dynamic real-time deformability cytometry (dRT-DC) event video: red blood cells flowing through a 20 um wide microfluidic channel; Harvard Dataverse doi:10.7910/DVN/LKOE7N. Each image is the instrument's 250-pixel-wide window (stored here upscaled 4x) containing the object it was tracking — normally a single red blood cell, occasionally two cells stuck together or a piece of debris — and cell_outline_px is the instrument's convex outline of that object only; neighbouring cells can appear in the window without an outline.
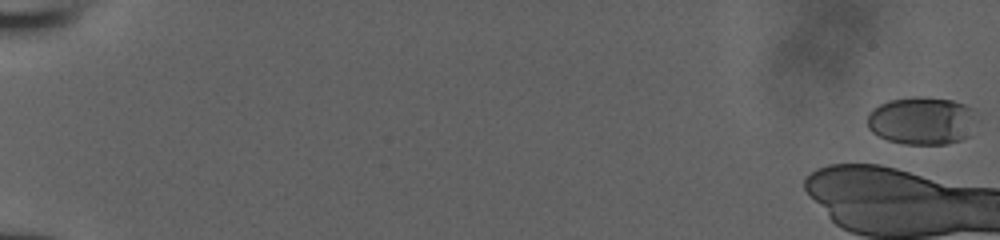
{"species": "human", "species_latin": "Homo sapiens", "temperature_condition": "room temperature", "stored_images_in_passage": 7, "camera_frame_rate_fps": 3000, "um_per_image_px": 0.085, "donor": {"sex": "male"}, "frame": {"image": 1, "passage_image": 1, "time_ms": 0.0, "image_size_px": [1000, 240], "cell_outline_px": [[972, 116], [968, 136], [960, 140], [948, 144], [904, 144], [888, 140], [872, 132], [868, 128], [868, 112], [872, 108], [888, 100], [912, 96], [924, 96], [952, 100], [964, 104], [972, 108]], "centroid_in_image_um": [78.27, 10.24], "position_along_channel_um": 6.7, "area_um2": 30.29}}